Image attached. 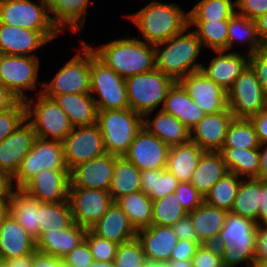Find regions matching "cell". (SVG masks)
Listing matches in <instances>:
<instances>
[{
  "label": "cell",
  "mask_w": 267,
  "mask_h": 267,
  "mask_svg": "<svg viewBox=\"0 0 267 267\" xmlns=\"http://www.w3.org/2000/svg\"><path fill=\"white\" fill-rule=\"evenodd\" d=\"M122 16L130 20L139 32L136 38L155 46L178 35L189 26L188 11L176 2L151 0L139 10Z\"/></svg>",
  "instance_id": "1"
},
{
  "label": "cell",
  "mask_w": 267,
  "mask_h": 267,
  "mask_svg": "<svg viewBox=\"0 0 267 267\" xmlns=\"http://www.w3.org/2000/svg\"><path fill=\"white\" fill-rule=\"evenodd\" d=\"M120 38L92 45L84 40L95 56L123 78L132 77L156 68L155 45L149 44L129 33Z\"/></svg>",
  "instance_id": "2"
},
{
  "label": "cell",
  "mask_w": 267,
  "mask_h": 267,
  "mask_svg": "<svg viewBox=\"0 0 267 267\" xmlns=\"http://www.w3.org/2000/svg\"><path fill=\"white\" fill-rule=\"evenodd\" d=\"M202 50L205 52L201 41L188 26L178 35L155 46L156 68L175 81H180L190 73L201 71Z\"/></svg>",
  "instance_id": "3"
},
{
  "label": "cell",
  "mask_w": 267,
  "mask_h": 267,
  "mask_svg": "<svg viewBox=\"0 0 267 267\" xmlns=\"http://www.w3.org/2000/svg\"><path fill=\"white\" fill-rule=\"evenodd\" d=\"M257 224L251 219L228 212L214 245L222 255L224 267H253Z\"/></svg>",
  "instance_id": "4"
},
{
  "label": "cell",
  "mask_w": 267,
  "mask_h": 267,
  "mask_svg": "<svg viewBox=\"0 0 267 267\" xmlns=\"http://www.w3.org/2000/svg\"><path fill=\"white\" fill-rule=\"evenodd\" d=\"M73 57L63 62L52 79L43 80L42 93L49 98L62 94L90 93V47L81 39Z\"/></svg>",
  "instance_id": "5"
},
{
  "label": "cell",
  "mask_w": 267,
  "mask_h": 267,
  "mask_svg": "<svg viewBox=\"0 0 267 267\" xmlns=\"http://www.w3.org/2000/svg\"><path fill=\"white\" fill-rule=\"evenodd\" d=\"M32 96L24 102L26 120L33 126L36 136L62 142L74 128L68 115L54 99L43 93Z\"/></svg>",
  "instance_id": "6"
},
{
  "label": "cell",
  "mask_w": 267,
  "mask_h": 267,
  "mask_svg": "<svg viewBox=\"0 0 267 267\" xmlns=\"http://www.w3.org/2000/svg\"><path fill=\"white\" fill-rule=\"evenodd\" d=\"M175 82L157 68L126 78L129 108L142 116L161 110L168 91Z\"/></svg>",
  "instance_id": "7"
},
{
  "label": "cell",
  "mask_w": 267,
  "mask_h": 267,
  "mask_svg": "<svg viewBox=\"0 0 267 267\" xmlns=\"http://www.w3.org/2000/svg\"><path fill=\"white\" fill-rule=\"evenodd\" d=\"M0 23L39 31L50 42L62 34L51 21L46 0H3Z\"/></svg>",
  "instance_id": "8"
},
{
  "label": "cell",
  "mask_w": 267,
  "mask_h": 267,
  "mask_svg": "<svg viewBox=\"0 0 267 267\" xmlns=\"http://www.w3.org/2000/svg\"><path fill=\"white\" fill-rule=\"evenodd\" d=\"M97 124L104 138L106 152L124 156L138 131L143 116L127 109L98 110Z\"/></svg>",
  "instance_id": "9"
},
{
  "label": "cell",
  "mask_w": 267,
  "mask_h": 267,
  "mask_svg": "<svg viewBox=\"0 0 267 267\" xmlns=\"http://www.w3.org/2000/svg\"><path fill=\"white\" fill-rule=\"evenodd\" d=\"M40 62V57L0 54V82L21 101L30 97L29 91L42 93Z\"/></svg>",
  "instance_id": "10"
},
{
  "label": "cell",
  "mask_w": 267,
  "mask_h": 267,
  "mask_svg": "<svg viewBox=\"0 0 267 267\" xmlns=\"http://www.w3.org/2000/svg\"><path fill=\"white\" fill-rule=\"evenodd\" d=\"M90 94L98 110L129 108L126 79L101 62L91 48Z\"/></svg>",
  "instance_id": "11"
},
{
  "label": "cell",
  "mask_w": 267,
  "mask_h": 267,
  "mask_svg": "<svg viewBox=\"0 0 267 267\" xmlns=\"http://www.w3.org/2000/svg\"><path fill=\"white\" fill-rule=\"evenodd\" d=\"M69 170L64 161L63 144L56 140L36 138L32 149L22 159L16 173L12 176L15 188H22L40 171Z\"/></svg>",
  "instance_id": "12"
},
{
  "label": "cell",
  "mask_w": 267,
  "mask_h": 267,
  "mask_svg": "<svg viewBox=\"0 0 267 267\" xmlns=\"http://www.w3.org/2000/svg\"><path fill=\"white\" fill-rule=\"evenodd\" d=\"M227 102L234 118L250 119L267 106V92L250 65L227 91Z\"/></svg>",
  "instance_id": "13"
},
{
  "label": "cell",
  "mask_w": 267,
  "mask_h": 267,
  "mask_svg": "<svg viewBox=\"0 0 267 267\" xmlns=\"http://www.w3.org/2000/svg\"><path fill=\"white\" fill-rule=\"evenodd\" d=\"M62 144L64 161L69 170L106 153L104 138L97 123L74 127Z\"/></svg>",
  "instance_id": "14"
},
{
  "label": "cell",
  "mask_w": 267,
  "mask_h": 267,
  "mask_svg": "<svg viewBox=\"0 0 267 267\" xmlns=\"http://www.w3.org/2000/svg\"><path fill=\"white\" fill-rule=\"evenodd\" d=\"M68 201L74 223L89 229L107 212L114 202L109 191L69 187Z\"/></svg>",
  "instance_id": "15"
},
{
  "label": "cell",
  "mask_w": 267,
  "mask_h": 267,
  "mask_svg": "<svg viewBox=\"0 0 267 267\" xmlns=\"http://www.w3.org/2000/svg\"><path fill=\"white\" fill-rule=\"evenodd\" d=\"M170 147L142 127L124 157L140 171L167 168Z\"/></svg>",
  "instance_id": "16"
},
{
  "label": "cell",
  "mask_w": 267,
  "mask_h": 267,
  "mask_svg": "<svg viewBox=\"0 0 267 267\" xmlns=\"http://www.w3.org/2000/svg\"><path fill=\"white\" fill-rule=\"evenodd\" d=\"M179 82L205 114L218 113L228 108L227 91L202 71L190 73Z\"/></svg>",
  "instance_id": "17"
},
{
  "label": "cell",
  "mask_w": 267,
  "mask_h": 267,
  "mask_svg": "<svg viewBox=\"0 0 267 267\" xmlns=\"http://www.w3.org/2000/svg\"><path fill=\"white\" fill-rule=\"evenodd\" d=\"M212 56L207 58L201 71L212 81L228 91L235 80L249 65V54L236 51L214 50L209 51ZM209 63H208V62Z\"/></svg>",
  "instance_id": "18"
},
{
  "label": "cell",
  "mask_w": 267,
  "mask_h": 267,
  "mask_svg": "<svg viewBox=\"0 0 267 267\" xmlns=\"http://www.w3.org/2000/svg\"><path fill=\"white\" fill-rule=\"evenodd\" d=\"M70 170L44 169L33 176L21 189L42 203L68 200Z\"/></svg>",
  "instance_id": "19"
},
{
  "label": "cell",
  "mask_w": 267,
  "mask_h": 267,
  "mask_svg": "<svg viewBox=\"0 0 267 267\" xmlns=\"http://www.w3.org/2000/svg\"><path fill=\"white\" fill-rule=\"evenodd\" d=\"M115 168V155L108 152L70 170V187L109 191Z\"/></svg>",
  "instance_id": "20"
},
{
  "label": "cell",
  "mask_w": 267,
  "mask_h": 267,
  "mask_svg": "<svg viewBox=\"0 0 267 267\" xmlns=\"http://www.w3.org/2000/svg\"><path fill=\"white\" fill-rule=\"evenodd\" d=\"M37 138L33 126L25 120L14 132L0 142V171L11 177L22 159L32 149Z\"/></svg>",
  "instance_id": "21"
},
{
  "label": "cell",
  "mask_w": 267,
  "mask_h": 267,
  "mask_svg": "<svg viewBox=\"0 0 267 267\" xmlns=\"http://www.w3.org/2000/svg\"><path fill=\"white\" fill-rule=\"evenodd\" d=\"M233 118L234 116L229 108L218 113L206 114L190 130V140L203 151L220 152L227 129Z\"/></svg>",
  "instance_id": "22"
},
{
  "label": "cell",
  "mask_w": 267,
  "mask_h": 267,
  "mask_svg": "<svg viewBox=\"0 0 267 267\" xmlns=\"http://www.w3.org/2000/svg\"><path fill=\"white\" fill-rule=\"evenodd\" d=\"M46 2L52 23L62 35L69 32L72 36L84 31L83 28L88 20V8L95 5L92 0H46Z\"/></svg>",
  "instance_id": "23"
},
{
  "label": "cell",
  "mask_w": 267,
  "mask_h": 267,
  "mask_svg": "<svg viewBox=\"0 0 267 267\" xmlns=\"http://www.w3.org/2000/svg\"><path fill=\"white\" fill-rule=\"evenodd\" d=\"M49 43L39 31L0 23V54L39 57L36 51Z\"/></svg>",
  "instance_id": "24"
},
{
  "label": "cell",
  "mask_w": 267,
  "mask_h": 267,
  "mask_svg": "<svg viewBox=\"0 0 267 267\" xmlns=\"http://www.w3.org/2000/svg\"><path fill=\"white\" fill-rule=\"evenodd\" d=\"M36 250V240L8 213L0 227V261L27 256Z\"/></svg>",
  "instance_id": "25"
},
{
  "label": "cell",
  "mask_w": 267,
  "mask_h": 267,
  "mask_svg": "<svg viewBox=\"0 0 267 267\" xmlns=\"http://www.w3.org/2000/svg\"><path fill=\"white\" fill-rule=\"evenodd\" d=\"M147 261L166 263L177 245L178 238L170 226L151 224L139 229L136 235Z\"/></svg>",
  "instance_id": "26"
},
{
  "label": "cell",
  "mask_w": 267,
  "mask_h": 267,
  "mask_svg": "<svg viewBox=\"0 0 267 267\" xmlns=\"http://www.w3.org/2000/svg\"><path fill=\"white\" fill-rule=\"evenodd\" d=\"M89 230L96 236L118 245L136 238L137 231L131 225L128 216L113 202L103 217L92 225Z\"/></svg>",
  "instance_id": "27"
},
{
  "label": "cell",
  "mask_w": 267,
  "mask_h": 267,
  "mask_svg": "<svg viewBox=\"0 0 267 267\" xmlns=\"http://www.w3.org/2000/svg\"><path fill=\"white\" fill-rule=\"evenodd\" d=\"M143 127L169 147L190 141V130L176 117L162 110L146 113L143 116Z\"/></svg>",
  "instance_id": "28"
},
{
  "label": "cell",
  "mask_w": 267,
  "mask_h": 267,
  "mask_svg": "<svg viewBox=\"0 0 267 267\" xmlns=\"http://www.w3.org/2000/svg\"><path fill=\"white\" fill-rule=\"evenodd\" d=\"M161 110L180 120L189 130L206 115L179 81L169 89Z\"/></svg>",
  "instance_id": "29"
},
{
  "label": "cell",
  "mask_w": 267,
  "mask_h": 267,
  "mask_svg": "<svg viewBox=\"0 0 267 267\" xmlns=\"http://www.w3.org/2000/svg\"><path fill=\"white\" fill-rule=\"evenodd\" d=\"M228 211L202 203L189 212L197 238L201 244H214L225 224Z\"/></svg>",
  "instance_id": "30"
},
{
  "label": "cell",
  "mask_w": 267,
  "mask_h": 267,
  "mask_svg": "<svg viewBox=\"0 0 267 267\" xmlns=\"http://www.w3.org/2000/svg\"><path fill=\"white\" fill-rule=\"evenodd\" d=\"M68 115L74 127L97 123L98 109L90 93L62 94L53 98Z\"/></svg>",
  "instance_id": "31"
},
{
  "label": "cell",
  "mask_w": 267,
  "mask_h": 267,
  "mask_svg": "<svg viewBox=\"0 0 267 267\" xmlns=\"http://www.w3.org/2000/svg\"><path fill=\"white\" fill-rule=\"evenodd\" d=\"M86 231L85 227L74 223L66 229L44 233L36 241V249L62 259L84 240Z\"/></svg>",
  "instance_id": "32"
},
{
  "label": "cell",
  "mask_w": 267,
  "mask_h": 267,
  "mask_svg": "<svg viewBox=\"0 0 267 267\" xmlns=\"http://www.w3.org/2000/svg\"><path fill=\"white\" fill-rule=\"evenodd\" d=\"M228 172L221 152L204 151L199 158L190 183L205 197L211 187Z\"/></svg>",
  "instance_id": "33"
},
{
  "label": "cell",
  "mask_w": 267,
  "mask_h": 267,
  "mask_svg": "<svg viewBox=\"0 0 267 267\" xmlns=\"http://www.w3.org/2000/svg\"><path fill=\"white\" fill-rule=\"evenodd\" d=\"M243 46L242 49L238 50ZM263 46L258 38L254 20L237 12L229 19L227 51L243 52L249 55L254 54ZM234 48H237V50Z\"/></svg>",
  "instance_id": "34"
},
{
  "label": "cell",
  "mask_w": 267,
  "mask_h": 267,
  "mask_svg": "<svg viewBox=\"0 0 267 267\" xmlns=\"http://www.w3.org/2000/svg\"><path fill=\"white\" fill-rule=\"evenodd\" d=\"M9 213L36 241L39 239V201L21 188H15L9 198Z\"/></svg>",
  "instance_id": "35"
},
{
  "label": "cell",
  "mask_w": 267,
  "mask_h": 267,
  "mask_svg": "<svg viewBox=\"0 0 267 267\" xmlns=\"http://www.w3.org/2000/svg\"><path fill=\"white\" fill-rule=\"evenodd\" d=\"M204 151L191 140L178 146L170 147L167 169L179 182H190Z\"/></svg>",
  "instance_id": "36"
},
{
  "label": "cell",
  "mask_w": 267,
  "mask_h": 267,
  "mask_svg": "<svg viewBox=\"0 0 267 267\" xmlns=\"http://www.w3.org/2000/svg\"><path fill=\"white\" fill-rule=\"evenodd\" d=\"M139 191H141V171L124 156H115L114 174L109 187L113 201Z\"/></svg>",
  "instance_id": "37"
},
{
  "label": "cell",
  "mask_w": 267,
  "mask_h": 267,
  "mask_svg": "<svg viewBox=\"0 0 267 267\" xmlns=\"http://www.w3.org/2000/svg\"><path fill=\"white\" fill-rule=\"evenodd\" d=\"M220 152L230 173L241 178H259V149L222 148Z\"/></svg>",
  "instance_id": "38"
},
{
  "label": "cell",
  "mask_w": 267,
  "mask_h": 267,
  "mask_svg": "<svg viewBox=\"0 0 267 267\" xmlns=\"http://www.w3.org/2000/svg\"><path fill=\"white\" fill-rule=\"evenodd\" d=\"M74 224L69 201L56 203L39 202V238L47 232H57Z\"/></svg>",
  "instance_id": "39"
},
{
  "label": "cell",
  "mask_w": 267,
  "mask_h": 267,
  "mask_svg": "<svg viewBox=\"0 0 267 267\" xmlns=\"http://www.w3.org/2000/svg\"><path fill=\"white\" fill-rule=\"evenodd\" d=\"M260 194L261 179L242 178L230 212L251 219L257 224Z\"/></svg>",
  "instance_id": "40"
},
{
  "label": "cell",
  "mask_w": 267,
  "mask_h": 267,
  "mask_svg": "<svg viewBox=\"0 0 267 267\" xmlns=\"http://www.w3.org/2000/svg\"><path fill=\"white\" fill-rule=\"evenodd\" d=\"M115 202L126 213L136 231L151 225L153 201L142 191L122 196Z\"/></svg>",
  "instance_id": "41"
},
{
  "label": "cell",
  "mask_w": 267,
  "mask_h": 267,
  "mask_svg": "<svg viewBox=\"0 0 267 267\" xmlns=\"http://www.w3.org/2000/svg\"><path fill=\"white\" fill-rule=\"evenodd\" d=\"M191 7L189 22L229 20L236 12V0H197Z\"/></svg>",
  "instance_id": "42"
},
{
  "label": "cell",
  "mask_w": 267,
  "mask_h": 267,
  "mask_svg": "<svg viewBox=\"0 0 267 267\" xmlns=\"http://www.w3.org/2000/svg\"><path fill=\"white\" fill-rule=\"evenodd\" d=\"M179 183L167 168L141 171V191L152 201L172 194Z\"/></svg>",
  "instance_id": "43"
},
{
  "label": "cell",
  "mask_w": 267,
  "mask_h": 267,
  "mask_svg": "<svg viewBox=\"0 0 267 267\" xmlns=\"http://www.w3.org/2000/svg\"><path fill=\"white\" fill-rule=\"evenodd\" d=\"M228 25L229 20L189 22V27L196 33L203 48H206L207 51H227Z\"/></svg>",
  "instance_id": "44"
},
{
  "label": "cell",
  "mask_w": 267,
  "mask_h": 267,
  "mask_svg": "<svg viewBox=\"0 0 267 267\" xmlns=\"http://www.w3.org/2000/svg\"><path fill=\"white\" fill-rule=\"evenodd\" d=\"M260 142L250 119L233 118L227 129L222 148L258 149Z\"/></svg>",
  "instance_id": "45"
},
{
  "label": "cell",
  "mask_w": 267,
  "mask_h": 267,
  "mask_svg": "<svg viewBox=\"0 0 267 267\" xmlns=\"http://www.w3.org/2000/svg\"><path fill=\"white\" fill-rule=\"evenodd\" d=\"M241 179L236 174L228 172L211 187L204 197V203L230 212Z\"/></svg>",
  "instance_id": "46"
},
{
  "label": "cell",
  "mask_w": 267,
  "mask_h": 267,
  "mask_svg": "<svg viewBox=\"0 0 267 267\" xmlns=\"http://www.w3.org/2000/svg\"><path fill=\"white\" fill-rule=\"evenodd\" d=\"M188 212L182 207L175 192L153 201L152 223L158 226H173Z\"/></svg>",
  "instance_id": "47"
},
{
  "label": "cell",
  "mask_w": 267,
  "mask_h": 267,
  "mask_svg": "<svg viewBox=\"0 0 267 267\" xmlns=\"http://www.w3.org/2000/svg\"><path fill=\"white\" fill-rule=\"evenodd\" d=\"M146 261L142 245L136 237L118 246L114 264L116 267H143Z\"/></svg>",
  "instance_id": "48"
},
{
  "label": "cell",
  "mask_w": 267,
  "mask_h": 267,
  "mask_svg": "<svg viewBox=\"0 0 267 267\" xmlns=\"http://www.w3.org/2000/svg\"><path fill=\"white\" fill-rule=\"evenodd\" d=\"M26 120V105L19 100L12 108L0 112V142Z\"/></svg>",
  "instance_id": "49"
},
{
  "label": "cell",
  "mask_w": 267,
  "mask_h": 267,
  "mask_svg": "<svg viewBox=\"0 0 267 267\" xmlns=\"http://www.w3.org/2000/svg\"><path fill=\"white\" fill-rule=\"evenodd\" d=\"M84 239L87 241L95 261H114L118 244L94 235L89 229H87Z\"/></svg>",
  "instance_id": "50"
},
{
  "label": "cell",
  "mask_w": 267,
  "mask_h": 267,
  "mask_svg": "<svg viewBox=\"0 0 267 267\" xmlns=\"http://www.w3.org/2000/svg\"><path fill=\"white\" fill-rule=\"evenodd\" d=\"M193 267H224L222 255L214 244L200 245L192 259Z\"/></svg>",
  "instance_id": "51"
},
{
  "label": "cell",
  "mask_w": 267,
  "mask_h": 267,
  "mask_svg": "<svg viewBox=\"0 0 267 267\" xmlns=\"http://www.w3.org/2000/svg\"><path fill=\"white\" fill-rule=\"evenodd\" d=\"M182 207L189 213L204 202V197L190 182H180L174 191Z\"/></svg>",
  "instance_id": "52"
},
{
  "label": "cell",
  "mask_w": 267,
  "mask_h": 267,
  "mask_svg": "<svg viewBox=\"0 0 267 267\" xmlns=\"http://www.w3.org/2000/svg\"><path fill=\"white\" fill-rule=\"evenodd\" d=\"M62 260L69 267H89L94 261L91 249L85 239Z\"/></svg>",
  "instance_id": "53"
},
{
  "label": "cell",
  "mask_w": 267,
  "mask_h": 267,
  "mask_svg": "<svg viewBox=\"0 0 267 267\" xmlns=\"http://www.w3.org/2000/svg\"><path fill=\"white\" fill-rule=\"evenodd\" d=\"M249 65L255 71L258 81L267 92V46H263L250 55Z\"/></svg>",
  "instance_id": "54"
},
{
  "label": "cell",
  "mask_w": 267,
  "mask_h": 267,
  "mask_svg": "<svg viewBox=\"0 0 267 267\" xmlns=\"http://www.w3.org/2000/svg\"><path fill=\"white\" fill-rule=\"evenodd\" d=\"M236 12L255 20L267 13V0H236Z\"/></svg>",
  "instance_id": "55"
},
{
  "label": "cell",
  "mask_w": 267,
  "mask_h": 267,
  "mask_svg": "<svg viewBox=\"0 0 267 267\" xmlns=\"http://www.w3.org/2000/svg\"><path fill=\"white\" fill-rule=\"evenodd\" d=\"M178 240H190L195 241L199 245H202L196 235L194 226L192 224L191 217L187 214L185 217L178 220L173 226H171Z\"/></svg>",
  "instance_id": "56"
},
{
  "label": "cell",
  "mask_w": 267,
  "mask_h": 267,
  "mask_svg": "<svg viewBox=\"0 0 267 267\" xmlns=\"http://www.w3.org/2000/svg\"><path fill=\"white\" fill-rule=\"evenodd\" d=\"M199 246L195 241L178 240L170 260H192Z\"/></svg>",
  "instance_id": "57"
},
{
  "label": "cell",
  "mask_w": 267,
  "mask_h": 267,
  "mask_svg": "<svg viewBox=\"0 0 267 267\" xmlns=\"http://www.w3.org/2000/svg\"><path fill=\"white\" fill-rule=\"evenodd\" d=\"M32 267H69L61 258L55 257L41 251L32 253Z\"/></svg>",
  "instance_id": "58"
},
{
  "label": "cell",
  "mask_w": 267,
  "mask_h": 267,
  "mask_svg": "<svg viewBox=\"0 0 267 267\" xmlns=\"http://www.w3.org/2000/svg\"><path fill=\"white\" fill-rule=\"evenodd\" d=\"M255 261H267V223L257 225Z\"/></svg>",
  "instance_id": "59"
},
{
  "label": "cell",
  "mask_w": 267,
  "mask_h": 267,
  "mask_svg": "<svg viewBox=\"0 0 267 267\" xmlns=\"http://www.w3.org/2000/svg\"><path fill=\"white\" fill-rule=\"evenodd\" d=\"M250 120L253 122L260 144L267 143V106Z\"/></svg>",
  "instance_id": "60"
},
{
  "label": "cell",
  "mask_w": 267,
  "mask_h": 267,
  "mask_svg": "<svg viewBox=\"0 0 267 267\" xmlns=\"http://www.w3.org/2000/svg\"><path fill=\"white\" fill-rule=\"evenodd\" d=\"M267 223V179H261L260 205L257 213V225Z\"/></svg>",
  "instance_id": "61"
},
{
  "label": "cell",
  "mask_w": 267,
  "mask_h": 267,
  "mask_svg": "<svg viewBox=\"0 0 267 267\" xmlns=\"http://www.w3.org/2000/svg\"><path fill=\"white\" fill-rule=\"evenodd\" d=\"M19 99L0 82V112L12 108Z\"/></svg>",
  "instance_id": "62"
},
{
  "label": "cell",
  "mask_w": 267,
  "mask_h": 267,
  "mask_svg": "<svg viewBox=\"0 0 267 267\" xmlns=\"http://www.w3.org/2000/svg\"><path fill=\"white\" fill-rule=\"evenodd\" d=\"M14 189L12 177L0 171V200H9Z\"/></svg>",
  "instance_id": "63"
},
{
  "label": "cell",
  "mask_w": 267,
  "mask_h": 267,
  "mask_svg": "<svg viewBox=\"0 0 267 267\" xmlns=\"http://www.w3.org/2000/svg\"><path fill=\"white\" fill-rule=\"evenodd\" d=\"M254 23L262 46H267V13L257 17Z\"/></svg>",
  "instance_id": "64"
},
{
  "label": "cell",
  "mask_w": 267,
  "mask_h": 267,
  "mask_svg": "<svg viewBox=\"0 0 267 267\" xmlns=\"http://www.w3.org/2000/svg\"><path fill=\"white\" fill-rule=\"evenodd\" d=\"M258 149L260 154L259 179H267V143L260 144Z\"/></svg>",
  "instance_id": "65"
},
{
  "label": "cell",
  "mask_w": 267,
  "mask_h": 267,
  "mask_svg": "<svg viewBox=\"0 0 267 267\" xmlns=\"http://www.w3.org/2000/svg\"><path fill=\"white\" fill-rule=\"evenodd\" d=\"M5 262L9 267H32V253L27 256L17 257Z\"/></svg>",
  "instance_id": "66"
},
{
  "label": "cell",
  "mask_w": 267,
  "mask_h": 267,
  "mask_svg": "<svg viewBox=\"0 0 267 267\" xmlns=\"http://www.w3.org/2000/svg\"><path fill=\"white\" fill-rule=\"evenodd\" d=\"M165 264L167 267H193L192 260H169Z\"/></svg>",
  "instance_id": "67"
},
{
  "label": "cell",
  "mask_w": 267,
  "mask_h": 267,
  "mask_svg": "<svg viewBox=\"0 0 267 267\" xmlns=\"http://www.w3.org/2000/svg\"><path fill=\"white\" fill-rule=\"evenodd\" d=\"M9 200H0V227L2 226L4 218L9 213Z\"/></svg>",
  "instance_id": "68"
},
{
  "label": "cell",
  "mask_w": 267,
  "mask_h": 267,
  "mask_svg": "<svg viewBox=\"0 0 267 267\" xmlns=\"http://www.w3.org/2000/svg\"><path fill=\"white\" fill-rule=\"evenodd\" d=\"M89 267H116L114 261L104 262V261H93Z\"/></svg>",
  "instance_id": "69"
},
{
  "label": "cell",
  "mask_w": 267,
  "mask_h": 267,
  "mask_svg": "<svg viewBox=\"0 0 267 267\" xmlns=\"http://www.w3.org/2000/svg\"><path fill=\"white\" fill-rule=\"evenodd\" d=\"M143 267H167L163 262L146 261Z\"/></svg>",
  "instance_id": "70"
},
{
  "label": "cell",
  "mask_w": 267,
  "mask_h": 267,
  "mask_svg": "<svg viewBox=\"0 0 267 267\" xmlns=\"http://www.w3.org/2000/svg\"><path fill=\"white\" fill-rule=\"evenodd\" d=\"M253 267H267V261H255Z\"/></svg>",
  "instance_id": "71"
},
{
  "label": "cell",
  "mask_w": 267,
  "mask_h": 267,
  "mask_svg": "<svg viewBox=\"0 0 267 267\" xmlns=\"http://www.w3.org/2000/svg\"><path fill=\"white\" fill-rule=\"evenodd\" d=\"M0 267H9V266L6 262L0 261Z\"/></svg>",
  "instance_id": "72"
}]
</instances>
